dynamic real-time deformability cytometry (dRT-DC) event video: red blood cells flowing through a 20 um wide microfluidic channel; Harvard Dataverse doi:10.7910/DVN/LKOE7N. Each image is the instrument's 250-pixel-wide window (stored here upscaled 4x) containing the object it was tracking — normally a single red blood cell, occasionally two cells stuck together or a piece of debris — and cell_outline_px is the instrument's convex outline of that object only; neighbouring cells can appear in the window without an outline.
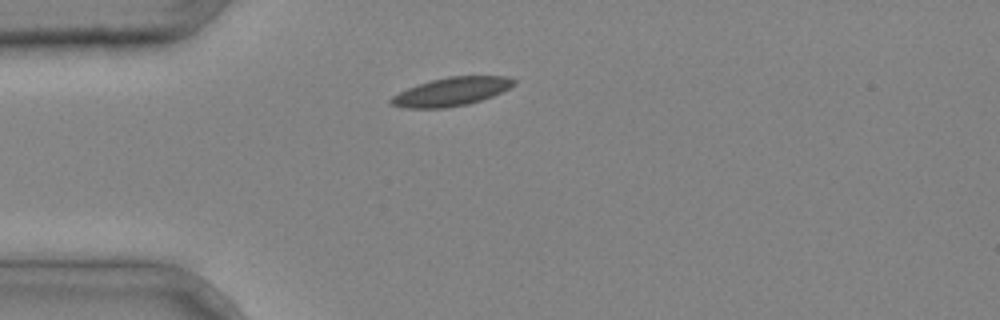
{"species": "common noctule bat (a hibernating species)", "species_latin": "Nyctalus noctula", "temperature_condition": "cold", "stored_images_in_passage": 29, "camera_frame_rate_fps": 3000, "um_per_image_px": 0.085, "animal": {"sex": "male", "body_mass_g": 20.4}, "frame": {"image": 1, "passage_image": 1, "time_ms": 0.0, "image_size_px": [1000, 320], "cell_outline_px": [[516, 84], [492, 96], [468, 104], [444, 108], [404, 108], [392, 104], [388, 100], [392, 96], [408, 88], [432, 80], [448, 76], [508, 76], [516, 80]], "centroid_in_image_um": [38.38, 7.79], "position_along_channel_um": 46.6, "area_um2": 20.17}}
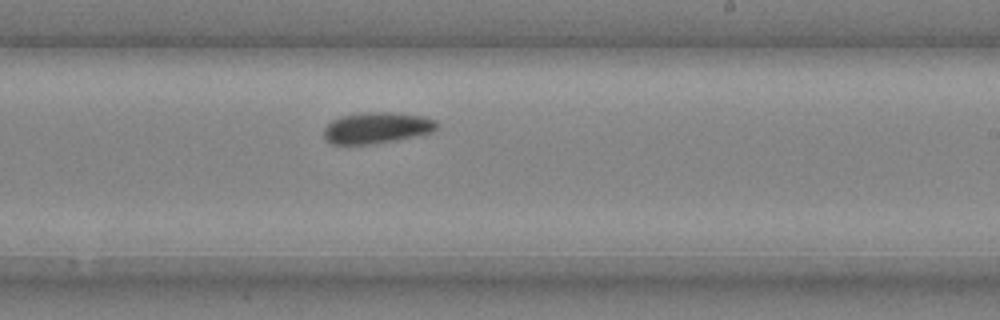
{"frame": {"image": 2, "passage_image": 16, "time_ms": 5.0, "image_size_px": [1000, 320], "cell_outline_px": [[440, 124], [432, 132], [416, 136], [376, 144], [332, 144], [324, 140], [324, 128], [332, 120], [340, 116], [364, 112], [396, 112], [424, 116], [436, 120]], "centroid_in_image_um": [32.04, 10.86], "position_along_channel_um": 257.0, "area_um2": 20.87}}
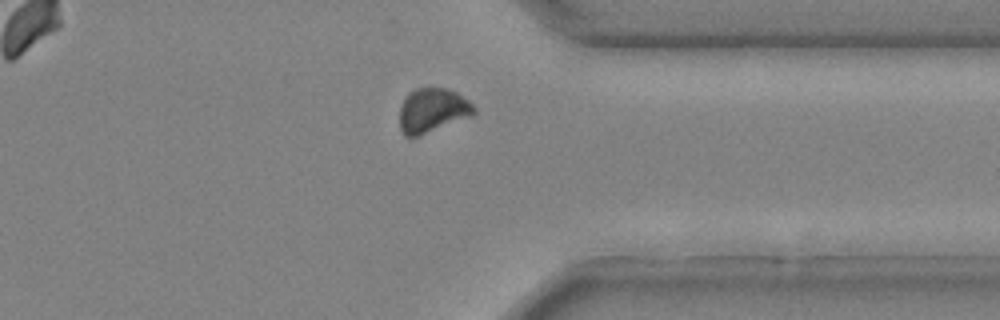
{"frame": {"image": 3, "passage_image": 24, "time_ms": 7.667, "image_size_px": [1000, 320], "cell_outline_px": [[476, 112], [472, 116], [416, 136], [404, 136], [400, 128], [400, 104], [408, 92], [416, 88], [444, 88], [456, 92], [468, 100], [476, 108]], "centroid_in_image_um": [36.74, 9.36], "position_along_channel_um": 374.7, "area_um2": 19.07}}